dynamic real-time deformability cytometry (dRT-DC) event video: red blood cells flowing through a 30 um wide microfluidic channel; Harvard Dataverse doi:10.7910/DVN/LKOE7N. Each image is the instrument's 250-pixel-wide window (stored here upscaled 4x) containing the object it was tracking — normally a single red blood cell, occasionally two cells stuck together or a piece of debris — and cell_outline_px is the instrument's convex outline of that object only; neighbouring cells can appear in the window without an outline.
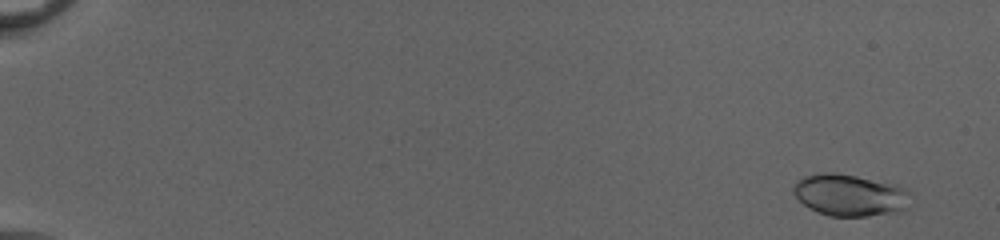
{"species": "common noctule bat (a hibernating species)", "species_latin": "Nyctalus noctula", "temperature_condition": "cold", "stored_images_in_passage": 54, "camera_frame_rate_fps": 3000, "um_per_image_px": 0.085, "animal": {"sex": "female", "body_mass_g": 20.0, "forearm_length_mm": 54.0}, "frame": {"image": 1, "passage_image": 4, "time_ms": 1.0, "image_size_px": [1000, 240], "cell_outline_px": [[908, 208], [904, 212], [868, 216], [828, 216], [808, 208], [792, 192], [792, 188], [796, 180], [804, 176], [824, 172], [832, 172], [856, 176], [900, 184], [908, 188]], "centroid_in_image_um": [72.27, 16.58], "position_along_channel_um": 12.7, "area_um2": 29.07}}
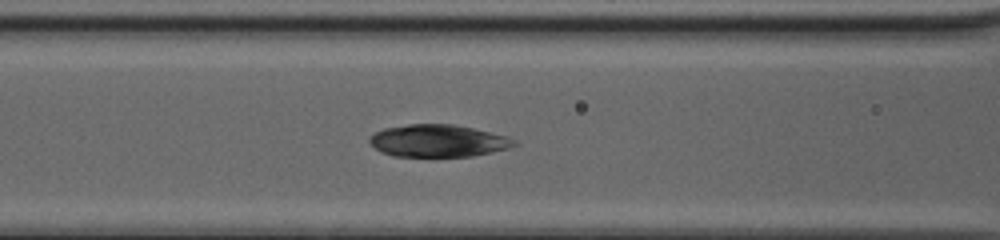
{"frame": {"image": 2, "passage_image": 26, "time_ms": 8.333, "image_size_px": [1000, 240], "cell_outline_px": [[520, 144], [508, 148], [492, 152], [472, 156], [392, 156], [380, 152], [368, 140], [368, 136], [384, 128], [408, 124], [452, 124], [472, 128], [508, 136], [516, 140]], "centroid_in_image_um": [37.24, 11.97], "position_along_channel_um": 129.4, "area_um2": 27.28}}
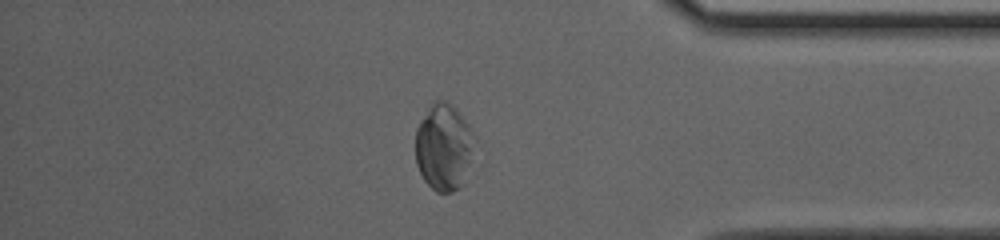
{"frame": {"image": 3, "passage_image": 47, "time_ms": 15.333, "image_size_px": [1000, 240], "cell_outline_px": [[484, 164], [460, 188], [452, 192], [436, 192], [424, 180], [416, 164], [416, 128], [420, 120], [428, 108], [436, 100], [444, 100], [452, 104], [460, 112], [476, 136], [480, 144]], "centroid_in_image_um": [37.95, 12.59], "position_along_channel_um": 397.2, "area_um2": 32.83}, "authors_computed_cell_mechanics": {"area_um2": 27.9463, "velocity_mm_per_s": 4.0527, "shape_relaxation_time_tau1_ms": null, "shape_relaxation_time_tau2_ms": 0.8756, "deformation_change_tau1": null, "deformation_change_tau2": 0.0476}}